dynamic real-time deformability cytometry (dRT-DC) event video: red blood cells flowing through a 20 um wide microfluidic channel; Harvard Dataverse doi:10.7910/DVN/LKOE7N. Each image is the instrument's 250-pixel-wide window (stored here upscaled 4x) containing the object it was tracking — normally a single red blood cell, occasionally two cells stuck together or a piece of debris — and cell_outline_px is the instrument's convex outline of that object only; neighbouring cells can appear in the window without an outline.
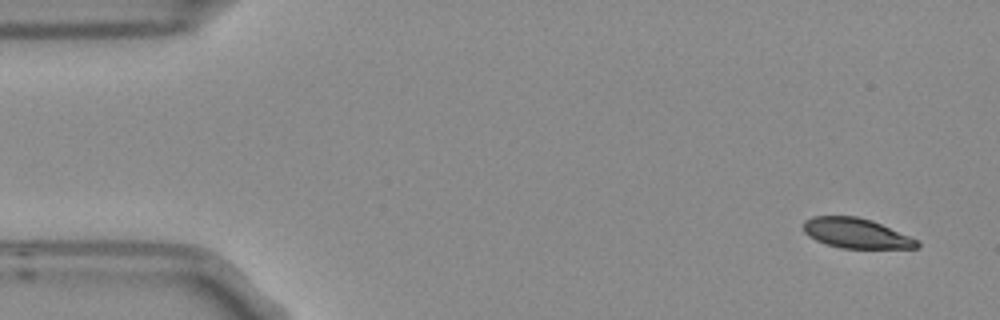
{"species": "Egyptian fruit bat (a non-hibernating species)", "species_latin": "Rousettus aegyptiacus", "temperature_condition": "room temperature", "stored_images_in_passage": 6, "camera_frame_rate_fps": 3000, "um_per_image_px": 0.085, "frame": {"image": 1, "passage_image": 1, "time_ms": 0.0, "image_size_px": [1000, 320], "cell_outline_px": [[920, 244], [916, 248], [840, 248], [816, 240], [808, 236], [804, 232], [804, 220], [812, 216], [856, 216], [872, 220], [920, 240]], "centroid_in_image_um": [72.79, 19.82], "position_along_channel_um": 12.2, "area_um2": 19.88}}
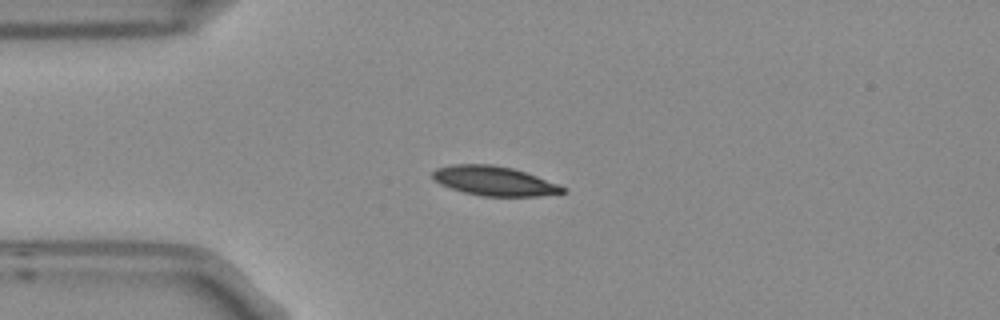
{"frame": {"image": 2, "passage_image": 4, "time_ms": 1.0, "image_size_px": [1000, 320], "cell_outline_px": [[568, 192], [536, 196], [484, 196], [464, 192], [440, 184], [432, 176], [432, 172], [436, 168], [452, 164], [492, 164], [512, 168], [560, 184], [568, 188]], "centroid_in_image_um": [42.04, 15.38], "position_along_channel_um": 43.0, "area_um2": 22.25}}
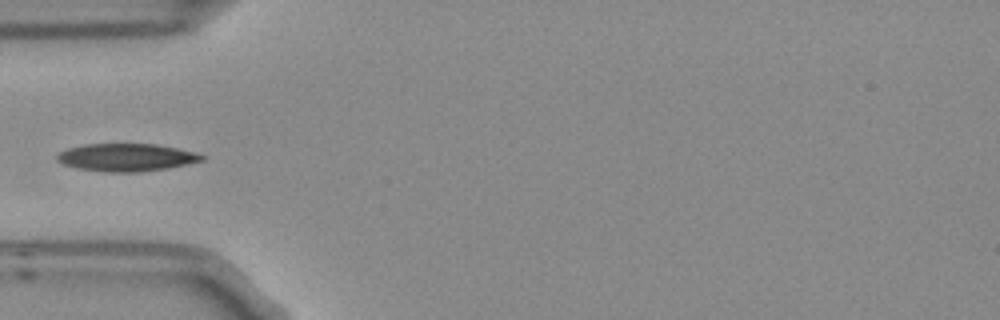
{"frame": {"image": 3, "passage_image": 5, "time_ms": 1.333, "image_size_px": [1000, 320], "cell_outline_px": [[204, 160], [168, 168], [140, 172], [104, 172], [76, 168], [64, 164], [56, 160], [56, 156], [60, 152], [68, 148], [84, 144], [156, 144], [196, 152], [204, 156]], "centroid_in_image_um": [10.73, 13.38], "position_along_channel_um": 74.3, "area_um2": 23.35}}